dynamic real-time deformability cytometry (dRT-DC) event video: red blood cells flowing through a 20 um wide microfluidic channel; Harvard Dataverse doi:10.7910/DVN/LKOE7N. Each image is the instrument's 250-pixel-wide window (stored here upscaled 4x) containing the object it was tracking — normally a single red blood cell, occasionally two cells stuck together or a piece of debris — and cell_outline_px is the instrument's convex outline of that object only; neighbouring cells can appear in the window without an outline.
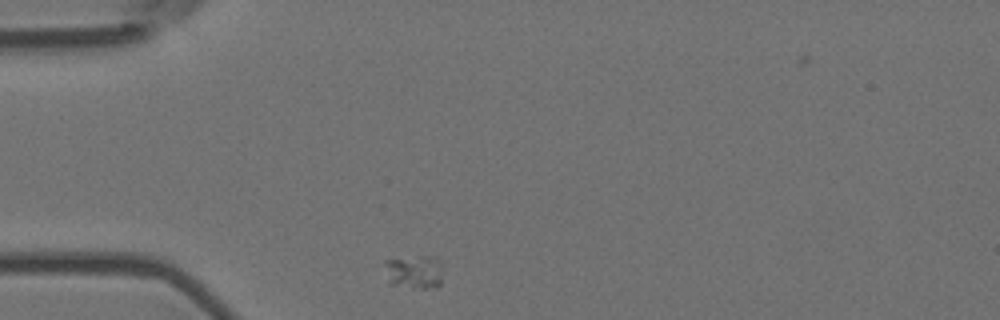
{"species": "Egyptian fruit bat (a non-hibernating species)", "species_latin": "Rousettus aegyptiacus", "temperature_condition": "room temperature", "stored_images_in_passage": 33, "camera_frame_rate_fps": 3000, "um_per_image_px": 0.085, "animal": {"sex": "female"}, "frame": {"image": 1, "passage_image": 1, "time_ms": 0.0, "image_size_px": [1000, 320], "cell_outline_px": [[440, 284], [436, 288], [412, 288], [388, 284], [384, 264], [384, 260], [420, 256], [436, 256], [440, 276]], "centroid_in_image_um": [35.14, 23.13], "position_along_channel_um": 49.9, "area_um2": 11.33}}
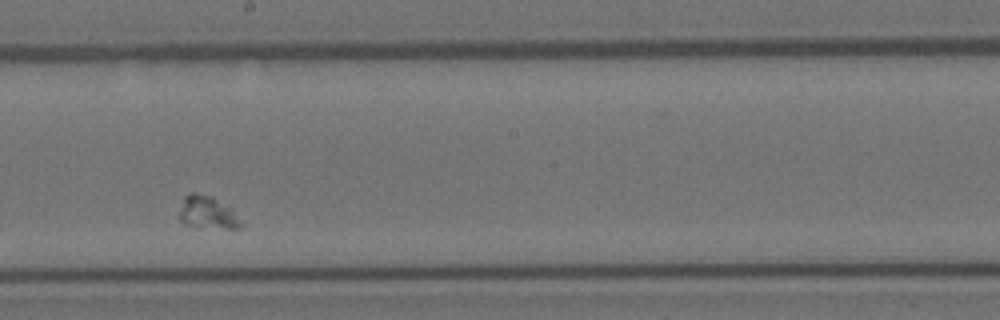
{"frame": {"image": 2, "passage_image": 19, "time_ms": 6.0, "image_size_px": [1000, 320], "cell_outline_px": [[244, 224], [240, 228], [200, 228], [184, 224], [180, 220], [180, 212], [184, 196], [192, 192], [196, 192], [212, 196], [228, 208]], "centroid_in_image_um": [17.6, 18.09], "position_along_channel_um": 230.6, "area_um2": 11.56}}
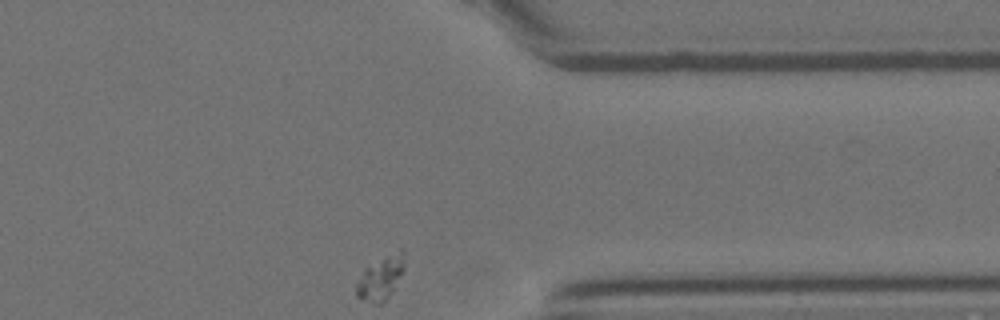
{"frame": {"image": 3, "passage_image": 33, "time_ms": 10.667, "image_size_px": [1000, 320], "cell_outline_px": [[404, 268], [400, 276], [384, 300], [380, 304], [356, 296], [356, 284], [364, 268], [400, 248], [404, 248]], "centroid_in_image_um": [32.36, 23.56], "position_along_channel_um": 379.0, "area_um2": 11.68}}